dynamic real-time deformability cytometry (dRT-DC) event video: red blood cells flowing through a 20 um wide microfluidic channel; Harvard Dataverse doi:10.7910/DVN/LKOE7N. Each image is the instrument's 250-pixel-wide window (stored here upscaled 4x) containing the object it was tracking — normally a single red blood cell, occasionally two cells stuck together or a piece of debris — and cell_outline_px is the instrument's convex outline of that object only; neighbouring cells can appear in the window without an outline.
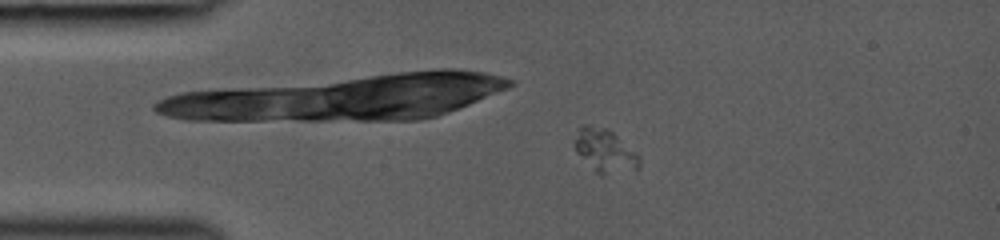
{"species": "common noctule bat (a hibernating species)", "species_latin": "Nyctalus noctula", "temperature_condition": "room temperature", "stored_images_in_passage": 34, "camera_frame_rate_fps": 3000, "um_per_image_px": 0.085, "animal": {"sex": "female", "body_mass_g": 19.0, "forearm_length_mm": 53.3}, "frame": {"image": 1, "passage_image": 1, "time_ms": 0.0, "image_size_px": [1000, 240], "cell_outline_px": [[640, 168], [604, 176], [600, 176], [576, 152], [572, 144], [580, 124], [588, 124], [608, 128], [636, 152], [640, 156]], "centroid_in_image_um": [51.39, 12.8], "position_along_channel_um": 33.6, "area_um2": 16.65}}
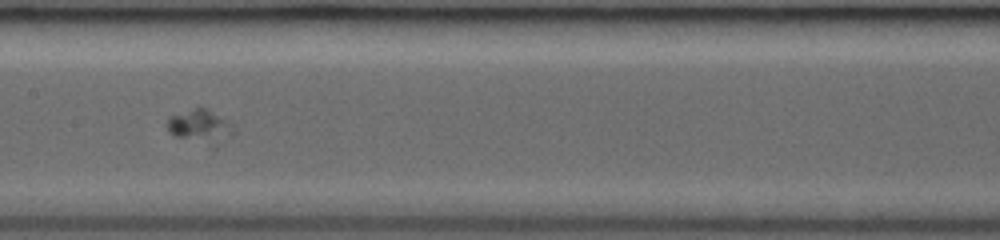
{"frame": {"image": 2, "passage_image": 14, "time_ms": 4.333, "image_size_px": [1000, 240], "cell_outline_px": [[232, 136], [176, 136], [168, 132], [164, 124], [172, 116], [192, 108], [204, 108], [228, 120], [232, 124]], "centroid_in_image_um": [16.89, 10.54], "position_along_channel_um": 190.5, "area_um2": 10.69}}
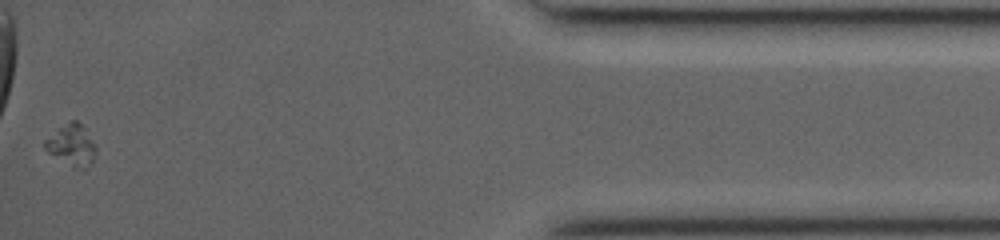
{"frame": {"image": 3, "passage_image": 34, "time_ms": 11.0, "image_size_px": [1000, 240], "cell_outline_px": [[96, 152], [92, 160], [84, 168], [72, 168], [48, 152], [44, 148], [44, 140], [60, 128], [72, 120], [76, 120], [80, 124], [96, 148]], "centroid_in_image_um": [6.06, 12.37], "position_along_channel_um": 429.1, "area_um2": 11.68}}